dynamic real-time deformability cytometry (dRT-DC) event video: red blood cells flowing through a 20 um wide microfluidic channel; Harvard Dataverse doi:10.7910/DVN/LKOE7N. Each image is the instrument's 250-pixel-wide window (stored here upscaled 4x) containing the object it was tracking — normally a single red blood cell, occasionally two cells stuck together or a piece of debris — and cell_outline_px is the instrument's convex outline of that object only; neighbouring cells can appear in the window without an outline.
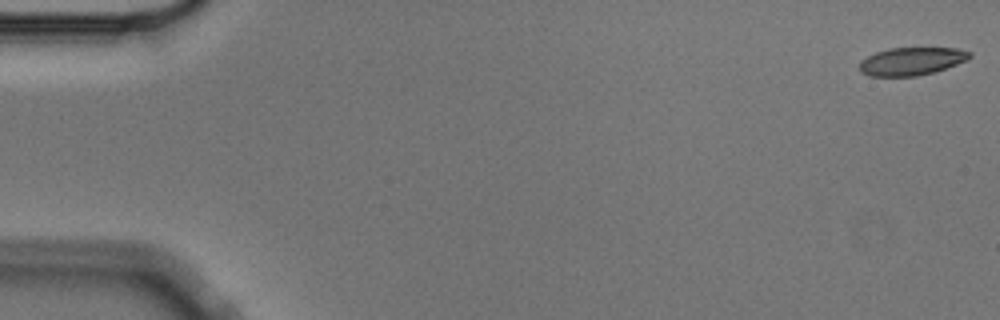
{"species": "Egyptian fruit bat (a non-hibernating species)", "species_latin": "Rousettus aegyptiacus", "temperature_condition": "cold", "stored_images_in_passage": 4, "camera_frame_rate_fps": 3000, "um_per_image_px": 0.085, "animal": {"sex": "male"}, "frame": {"image": 1, "passage_image": 1, "time_ms": 0.0, "image_size_px": [1000, 320], "cell_outline_px": [[972, 56], [968, 60], [932, 72], [916, 76], [868, 76], [860, 72], [860, 60], [876, 52], [888, 48], [956, 48], [972, 52]], "centroid_in_image_um": [77.47, 5.2], "position_along_channel_um": 7.5, "area_um2": 17.86}}